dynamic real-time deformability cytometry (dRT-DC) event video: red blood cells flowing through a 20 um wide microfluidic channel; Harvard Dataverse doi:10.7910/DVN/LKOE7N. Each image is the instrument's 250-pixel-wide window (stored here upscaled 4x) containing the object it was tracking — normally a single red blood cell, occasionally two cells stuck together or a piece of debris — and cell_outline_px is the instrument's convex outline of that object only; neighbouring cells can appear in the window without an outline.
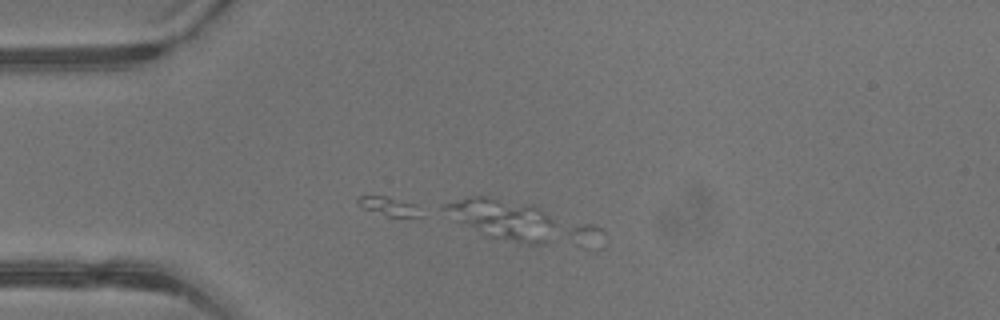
{"species": "common noctule bat (a hibernating species)", "species_latin": "Nyctalus noctula", "temperature_condition": "warm", "stored_images_in_passage": 6, "camera_frame_rate_fps": 3000, "um_per_image_px": 0.085, "animal": {"sex": "male", "body_mass_g": 13.3}, "frame": {"image": 1, "passage_image": 5, "time_ms": 1.333, "image_size_px": [1000, 320], "cell_outline_px": [[604, 232], [536, 244], [524, 244], [488, 236], [460, 220], [440, 208], [440, 204], [476, 196], [484, 196], [532, 204], [592, 224], [600, 228]], "centroid_in_image_um": [43.96, 18.74], "position_along_channel_um": 41.0, "area_um2": 32.37}}